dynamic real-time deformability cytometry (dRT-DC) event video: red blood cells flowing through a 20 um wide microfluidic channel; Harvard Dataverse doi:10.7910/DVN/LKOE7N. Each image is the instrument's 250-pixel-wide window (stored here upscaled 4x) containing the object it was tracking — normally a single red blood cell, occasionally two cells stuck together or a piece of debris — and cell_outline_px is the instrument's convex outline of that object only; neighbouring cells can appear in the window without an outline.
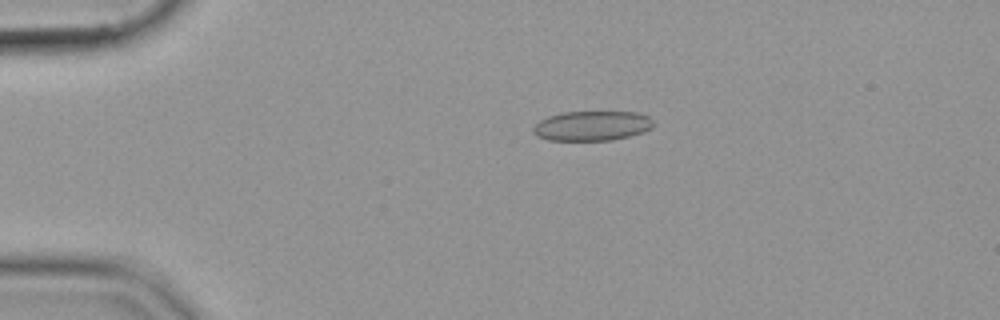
{"species": "common noctule bat (a hibernating species)", "species_latin": "Nyctalus noctula", "temperature_condition": "cold", "stored_images_in_passage": 48, "camera_frame_rate_fps": 3000, "um_per_image_px": 0.085, "animal": {"sex": "female", "body_mass_g": 19.9}, "frame": {"image": 1, "passage_image": 5, "time_ms": 1.333, "image_size_px": [1000, 320], "cell_outline_px": [[652, 128], [644, 132], [612, 140], [548, 140], [536, 136], [532, 132], [532, 128], [540, 120], [548, 116], [564, 112], [636, 112], [648, 116], [652, 120]], "centroid_in_image_um": [50.3, 10.7], "position_along_channel_um": 34.7, "area_um2": 20.81}}
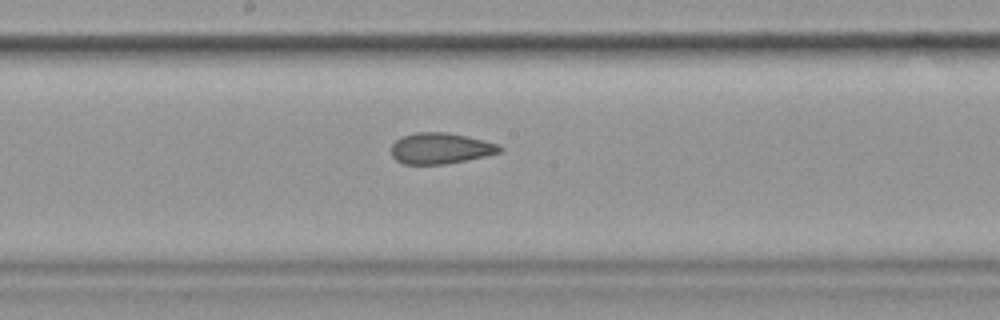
{"frame": {"image": 2, "passage_image": 23, "time_ms": 7.333, "image_size_px": [1000, 320], "cell_outline_px": [[504, 148], [500, 152], [488, 156], [444, 164], [404, 164], [396, 160], [392, 156], [392, 144], [396, 140], [404, 136], [416, 132], [448, 132], [484, 140], [500, 144]], "centroid_in_image_um": [37.48, 12.61], "position_along_channel_um": 210.7, "area_um2": 19.65}}
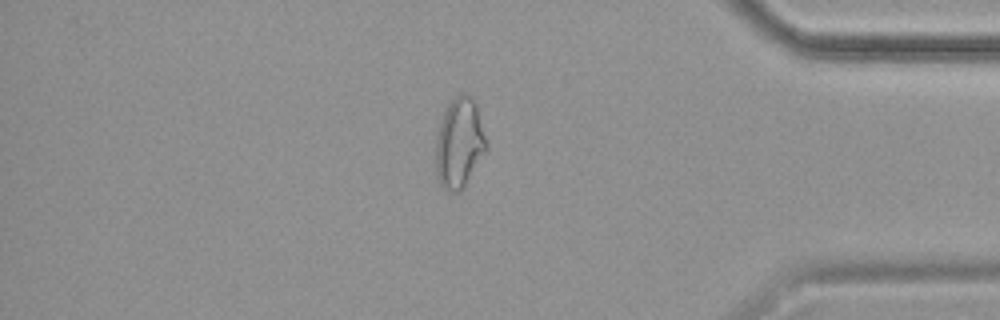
{"frame": {"image": 3, "passage_image": 40, "time_ms": 13.0, "image_size_px": [1000, 320], "cell_outline_px": [[488, 148], [460, 192], [452, 192], [440, 188], [436, 176], [436, 136], [444, 112], [448, 104], [460, 92], [464, 92], [476, 104]], "centroid_in_image_um": [39.02, 12.2], "position_along_channel_um": 396.2, "area_um2": 26.36}}